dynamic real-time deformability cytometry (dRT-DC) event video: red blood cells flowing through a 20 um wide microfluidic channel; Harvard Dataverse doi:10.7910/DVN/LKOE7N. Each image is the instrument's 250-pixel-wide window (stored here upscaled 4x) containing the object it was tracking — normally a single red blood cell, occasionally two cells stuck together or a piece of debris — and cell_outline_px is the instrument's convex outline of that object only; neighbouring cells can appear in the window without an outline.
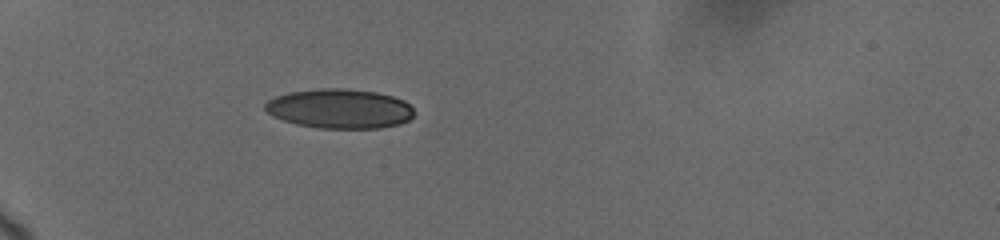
{"species": "human", "species_latin": "Homo sapiens", "temperature_condition": "cold", "stored_images_in_passage": 17, "camera_frame_rate_fps": 3000, "um_per_image_px": 0.085, "donor": {"sex": "female"}, "frame": {"image": 1, "passage_image": 3, "time_ms": 1.333, "image_size_px": [1000, 240], "cell_outline_px": [[416, 112], [408, 120], [400, 124], [380, 128], [320, 128], [296, 124], [284, 120], [268, 112], [264, 108], [264, 104], [268, 100], [276, 96], [288, 92], [320, 88], [344, 88], [376, 92], [392, 96], [404, 100]], "centroid_in_image_um": [28.89, 9.23], "position_along_channel_um": 56.1, "area_um2": 34.28}}
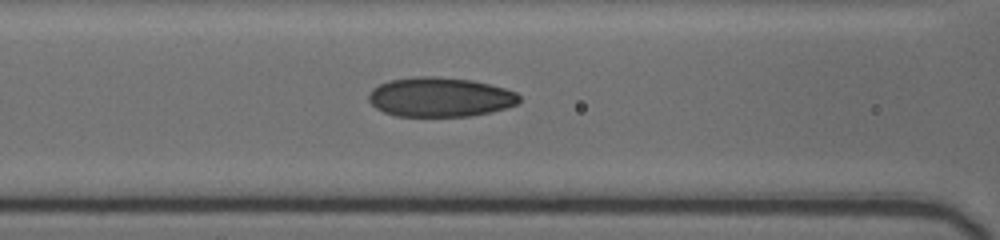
{"frame": {"image": 2, "passage_image": 9, "time_ms": 4.0, "image_size_px": [1000, 240], "cell_outline_px": [[520, 100], [516, 104], [492, 112], [468, 116], [396, 116], [384, 112], [376, 108], [368, 100], [368, 96], [372, 88], [388, 80], [416, 76], [436, 76], [472, 80], [504, 88], [516, 92], [520, 96]], "centroid_in_image_um": [37.38, 8.25], "position_along_channel_um": 129.2, "area_um2": 34.68}}
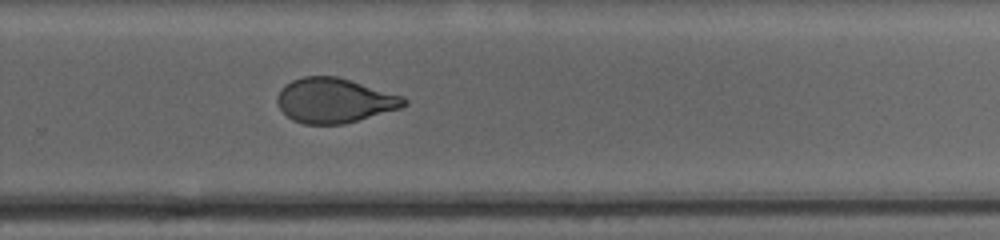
{"frame": {"image": 3, "passage_image": 17, "time_ms": 8.667, "image_size_px": [1000, 240], "cell_outline_px": [[408, 104], [400, 108], [344, 124], [304, 124], [292, 120], [280, 108], [276, 100], [276, 96], [280, 88], [284, 84], [292, 80], [304, 76], [336, 76], [404, 96], [408, 100]], "centroid_in_image_um": [28.41, 8.53], "position_along_channel_um": 301.4, "area_um2": 33.06}}